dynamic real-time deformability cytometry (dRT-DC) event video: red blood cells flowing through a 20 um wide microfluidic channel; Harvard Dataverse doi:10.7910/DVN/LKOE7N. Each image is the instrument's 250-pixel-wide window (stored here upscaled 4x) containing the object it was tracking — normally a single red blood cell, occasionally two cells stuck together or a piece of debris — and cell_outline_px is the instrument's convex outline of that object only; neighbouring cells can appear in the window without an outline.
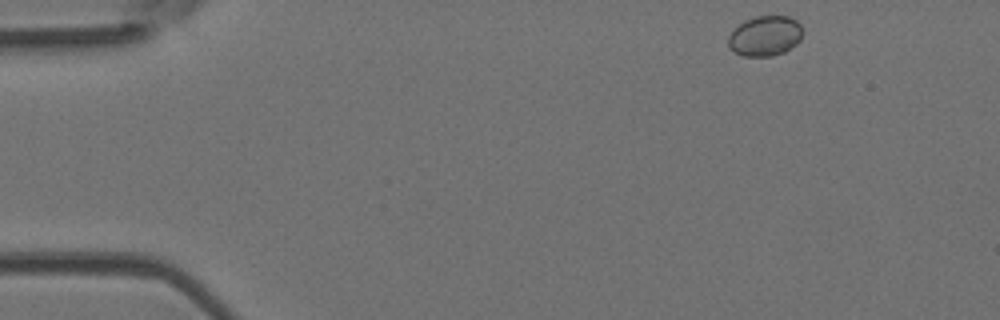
{"species": "Egyptian fruit bat (a non-hibernating species)", "species_latin": "Rousettus aegyptiacus", "temperature_condition": "room temperature", "stored_images_in_passage": 4, "camera_frame_rate_fps": 3000, "um_per_image_px": 0.085, "animal": {"sex": "female"}, "frame": {"image": 1, "passage_image": 1, "time_ms": 0.0, "image_size_px": [1000, 320], "cell_outline_px": [[804, 32], [800, 40], [796, 44], [784, 52], [772, 56], [744, 56], [728, 48], [728, 36], [744, 20], [756, 16], [788, 16], [796, 20], [804, 28]], "centroid_in_image_um": [65.06, 3.05], "position_along_channel_um": 19.9, "area_um2": 17.51}}